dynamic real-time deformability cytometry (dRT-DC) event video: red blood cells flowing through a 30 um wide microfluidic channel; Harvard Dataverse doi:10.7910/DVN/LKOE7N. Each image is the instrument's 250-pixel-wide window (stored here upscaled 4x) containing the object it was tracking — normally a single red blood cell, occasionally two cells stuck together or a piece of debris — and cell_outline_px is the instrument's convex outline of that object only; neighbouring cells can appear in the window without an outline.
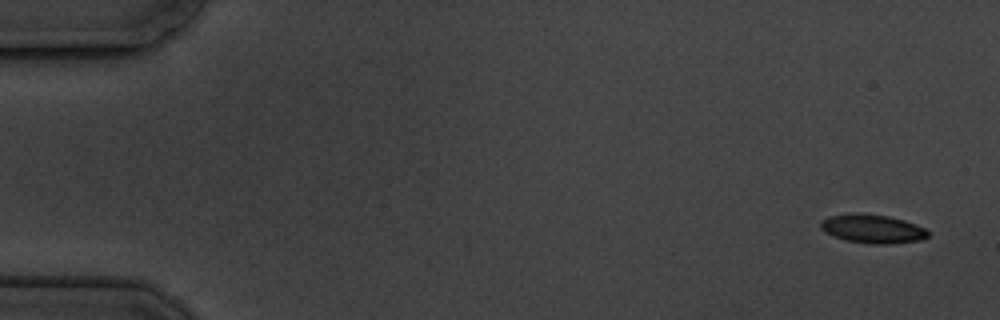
{"species": "common noctule bat (a hibernating species)", "species_latin": "Nyctalus noctula", "temperature_condition": "cold", "stored_images_in_passage": 5, "camera_frame_rate_fps": 3000, "um_per_image_px": 0.085, "animal": {"sex": "male", "body_mass_g": 19.5, "forearm_length_mm": 54.6}, "frame": {"image": 1, "passage_image": 1, "time_ms": 0.0, "image_size_px": [1000, 320], "cell_outline_px": [[928, 236], [920, 240], [888, 244], [868, 244], [844, 240], [820, 228], [820, 220], [828, 216], [888, 216], [904, 220], [924, 228], [928, 232]], "centroid_in_image_um": [74.2, 19.5], "position_along_channel_um": 10.8, "area_um2": 17.05}}